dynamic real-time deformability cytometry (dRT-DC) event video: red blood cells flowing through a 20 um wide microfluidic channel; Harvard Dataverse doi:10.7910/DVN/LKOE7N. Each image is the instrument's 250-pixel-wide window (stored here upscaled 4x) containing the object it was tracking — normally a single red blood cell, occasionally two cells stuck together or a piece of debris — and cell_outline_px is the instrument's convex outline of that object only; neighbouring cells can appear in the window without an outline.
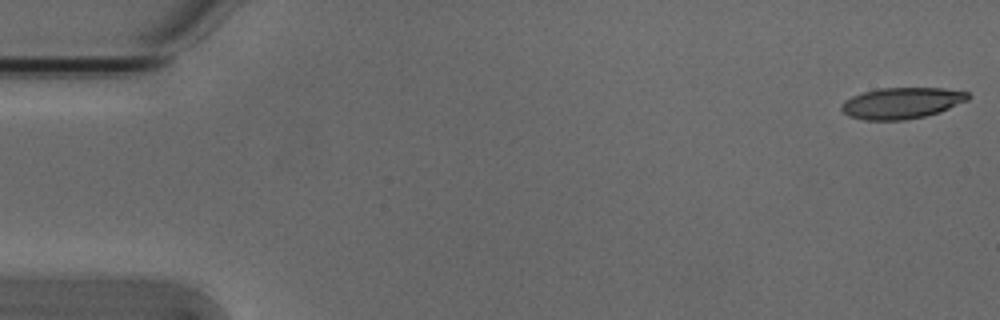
{"species": "Egyptian fruit bat (a non-hibernating species)", "species_latin": "Rousettus aegyptiacus", "temperature_condition": "cold", "stored_images_in_passage": 53, "camera_frame_rate_fps": 3000, "um_per_image_px": 0.085, "animal": {"sex": "male"}, "frame": {"image": 1, "passage_image": 1, "time_ms": 0.0, "image_size_px": [1000, 320], "cell_outline_px": [[972, 96], [968, 100], [940, 112], [924, 116], [904, 120], [864, 120], [848, 116], [840, 108], [840, 104], [844, 100], [852, 96], [864, 92], [880, 88], [944, 88], [968, 92]], "centroid_in_image_um": [76.64, 8.76], "position_along_channel_um": 8.4, "area_um2": 23.12}}
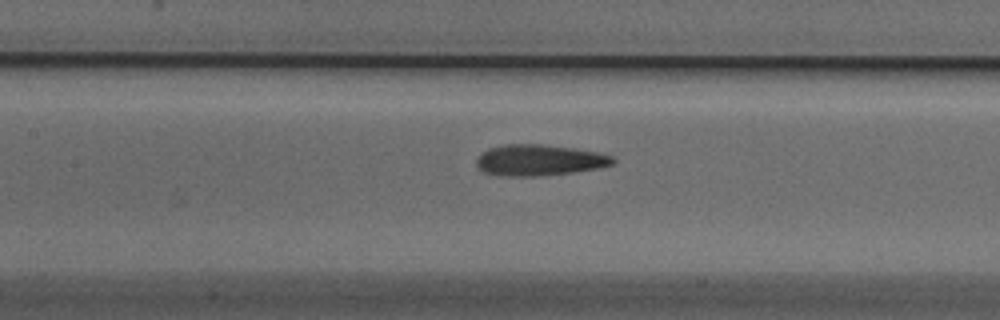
{"frame": {"image": 2, "passage_image": 24, "time_ms": 7.667, "image_size_px": [1000, 320], "cell_outline_px": [[616, 164], [600, 168], [572, 172], [536, 176], [504, 176], [484, 172], [476, 164], [476, 160], [480, 152], [488, 148], [504, 144], [544, 144], [600, 152], [612, 156], [616, 160]], "centroid_in_image_um": [45.85, 13.6], "position_along_channel_um": 161.5, "area_um2": 24.91}}
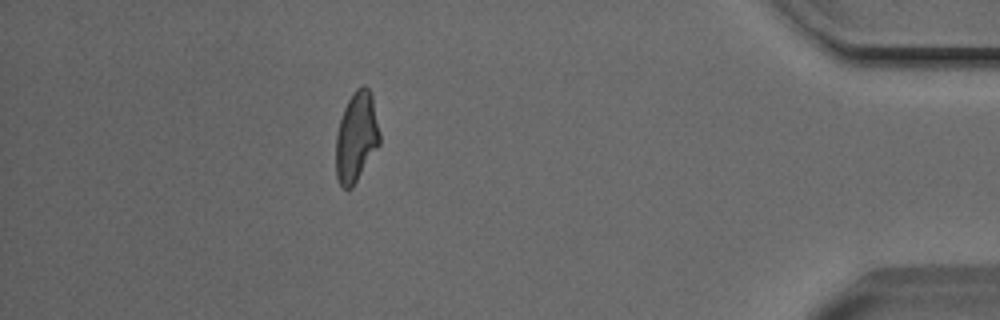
{"frame": {"image": 3, "passage_image": 47, "time_ms": 15.333, "image_size_px": [1000, 320], "cell_outline_px": [[380, 144], [352, 188], [344, 188], [340, 184], [336, 176], [336, 136], [340, 120], [344, 108], [348, 100], [356, 88], [364, 84], [368, 88], [372, 96], [380, 132]], "centroid_in_image_um": [30.3, 11.64], "position_along_channel_um": 404.9, "area_um2": 22.89}, "authors_computed_cell_mechanics": {"area_um2": 23.8136, "velocity_mm_per_s": 3.837, "shape_relaxation_time_tau1_ms": 4.4252, "shape_relaxation_time_tau2_ms": 1.6128, "deformation_change_tau1": 0.1822, "deformation_change_tau2": 0.109}}